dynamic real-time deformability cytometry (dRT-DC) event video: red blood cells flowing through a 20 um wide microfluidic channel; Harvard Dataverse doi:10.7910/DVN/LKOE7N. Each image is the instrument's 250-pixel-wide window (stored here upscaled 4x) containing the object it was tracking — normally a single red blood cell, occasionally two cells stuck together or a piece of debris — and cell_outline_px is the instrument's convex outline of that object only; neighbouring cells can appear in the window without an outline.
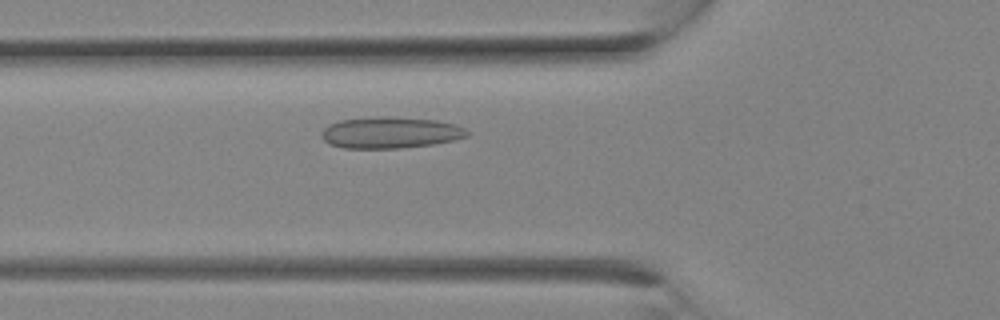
{"species": "Egyptian fruit bat (a non-hibernating species)", "species_latin": "Rousettus aegyptiacus", "temperature_condition": "room temperature", "stored_images_in_passage": 9, "camera_frame_rate_fps": 3000, "um_per_image_px": 0.085, "animal": {"sex": "female"}, "frame": {"image": 1, "passage_image": 7, "time_ms": 2.0, "image_size_px": [1000, 320], "cell_outline_px": [[468, 136], [452, 140], [432, 144], [400, 148], [344, 148], [328, 144], [320, 136], [320, 132], [328, 124], [340, 120], [436, 120], [456, 124], [464, 128], [468, 132]], "centroid_in_image_um": [33.15, 11.33], "position_along_channel_um": 92.7, "area_um2": 25.2}}
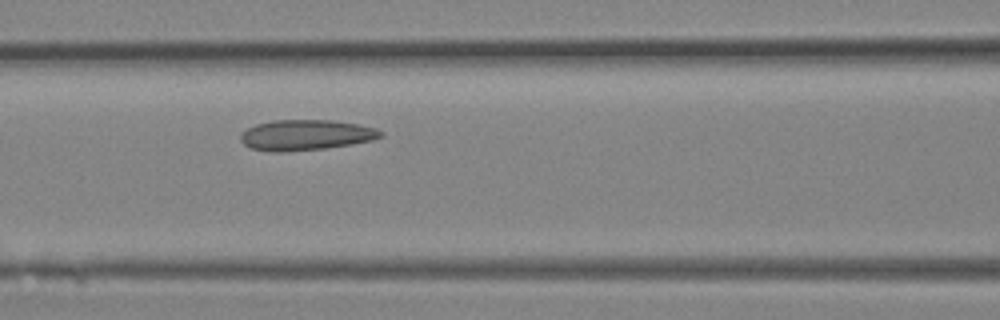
{"frame": {"image": 2, "passage_image": 9, "time_ms": 2.667, "image_size_px": [1000, 320], "cell_outline_px": [[384, 136], [372, 140], [352, 144], [324, 148], [284, 152], [276, 152], [252, 148], [244, 144], [240, 140], [240, 136], [248, 128], [256, 124], [272, 120], [332, 120], [360, 124], [376, 128], [384, 132]], "centroid_in_image_um": [26.04, 11.47], "position_along_channel_um": 140.6, "area_um2": 24.91}}